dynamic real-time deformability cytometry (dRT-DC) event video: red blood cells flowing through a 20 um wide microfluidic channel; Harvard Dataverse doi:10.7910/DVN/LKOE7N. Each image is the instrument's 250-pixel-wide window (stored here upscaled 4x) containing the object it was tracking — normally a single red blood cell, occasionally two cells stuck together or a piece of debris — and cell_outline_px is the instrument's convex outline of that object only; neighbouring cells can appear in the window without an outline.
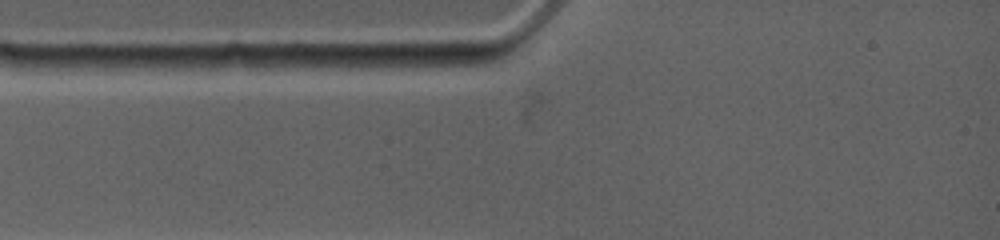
{"species": "common noctule bat (a hibernating species)", "species_latin": "Nyctalus noctula", "temperature_condition": "warm", "stored_images_in_passage": 4, "camera_frame_rate_fps": 4500, "um_per_image_px": 0.085, "animal": {"sex": "female", "body_mass_g": 19.0, "forearm_length_mm": 53.3}, "frame": {"image": 1, "passage_image": 2, "time_ms": 0.222, "image_size_px": [1000, 240], "cell_outline_px": [[432, 64], [412, 72], [320, 72], [320, 64], [332, 56], [388, 56]], "centroid_in_image_um": [31.46, 5.48], "position_along_channel_um": 53.5, "area_um2": 10.75}}